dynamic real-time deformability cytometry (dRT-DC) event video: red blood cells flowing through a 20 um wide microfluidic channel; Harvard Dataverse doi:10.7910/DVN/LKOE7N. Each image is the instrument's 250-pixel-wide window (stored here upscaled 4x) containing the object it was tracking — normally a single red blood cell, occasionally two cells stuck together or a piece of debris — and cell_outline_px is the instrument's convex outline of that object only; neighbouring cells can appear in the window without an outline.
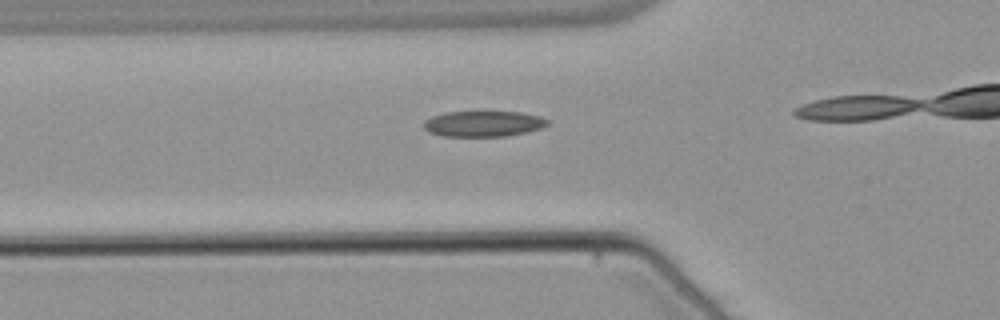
{"species": "common noctule bat (a hibernating species)", "species_latin": "Nyctalus noctula", "temperature_condition": "warm", "stored_images_in_passage": 36, "camera_frame_rate_fps": 3000, "um_per_image_px": 0.085, "animal": {"sex": "male", "body_mass_g": 21.5, "forearm_length_mm": 52.0}, "frame": {"image": 1, "passage_image": 13, "time_ms": 4.0, "image_size_px": [1000, 320], "cell_outline_px": [[548, 124], [540, 128], [528, 132], [504, 136], [444, 136], [428, 132], [424, 128], [424, 120], [432, 116], [444, 112], [520, 112], [540, 116], [548, 120]], "centroid_in_image_um": [41.07, 10.52], "position_along_channel_um": 84.7, "area_um2": 18.5}}
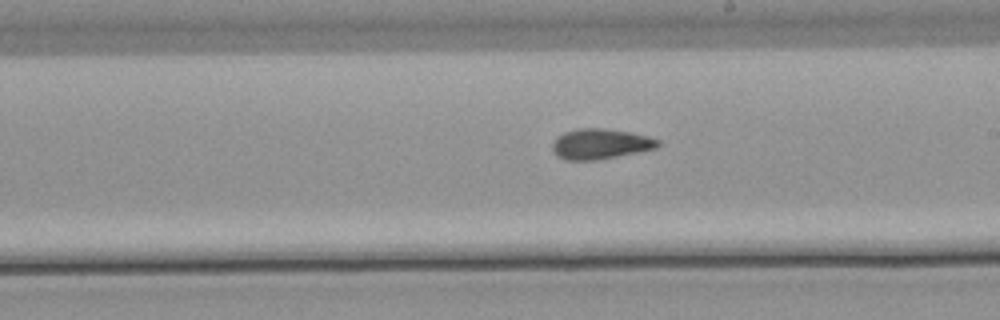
{"frame": {"image": 2, "passage_image": 25, "time_ms": 8.0, "image_size_px": [1000, 320], "cell_outline_px": [[660, 144], [656, 148], [596, 160], [568, 160], [560, 156], [552, 148], [552, 144], [556, 136], [564, 132], [576, 128], [604, 128], [632, 132], [648, 136], [660, 140]], "centroid_in_image_um": [51.04, 12.21], "position_along_channel_um": 238.0, "area_um2": 18.55}}
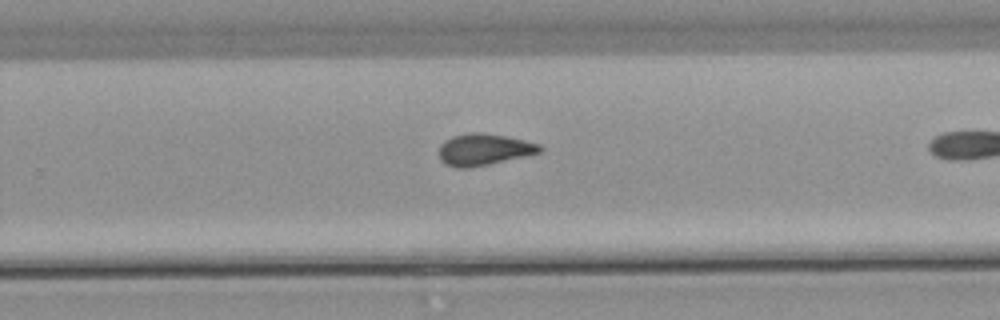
{"frame": {"image": 3, "passage_image": 29, "time_ms": 9.333, "image_size_px": [1000, 320], "cell_outline_px": [[544, 148], [540, 152], [524, 156], [488, 164], [468, 168], [456, 168], [444, 164], [440, 160], [440, 144], [444, 140], [452, 136], [468, 132], [484, 132], [524, 140], [540, 144]], "centroid_in_image_um": [41.1, 12.7], "position_along_channel_um": 288.7, "area_um2": 18.61}}